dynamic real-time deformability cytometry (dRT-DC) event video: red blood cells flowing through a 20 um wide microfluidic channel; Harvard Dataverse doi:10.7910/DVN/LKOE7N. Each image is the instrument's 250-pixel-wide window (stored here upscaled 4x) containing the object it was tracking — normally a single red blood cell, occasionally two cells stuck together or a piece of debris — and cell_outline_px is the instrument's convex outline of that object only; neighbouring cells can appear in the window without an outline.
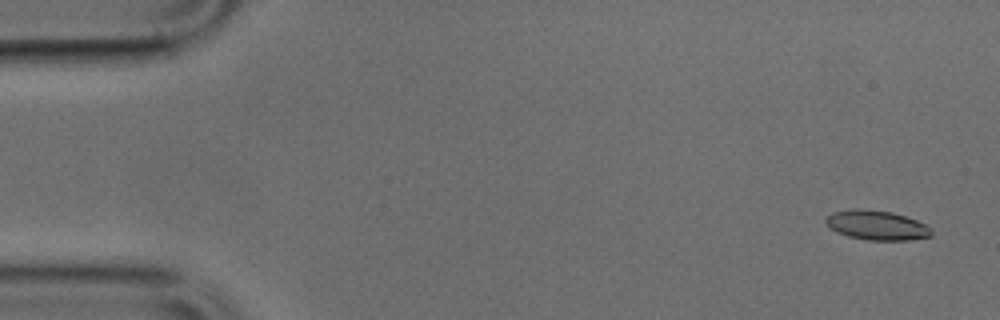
{"species": "common noctule bat (a hibernating species)", "species_latin": "Nyctalus noctula", "temperature_condition": "cold", "stored_images_in_passage": 51, "camera_frame_rate_fps": 3000, "um_per_image_px": 0.085, "animal": {"sex": "male", "body_mass_g": 17.9, "forearm_length_mm": 54.2}, "frame": {"image": 1, "passage_image": 3, "time_ms": 0.667, "image_size_px": [1000, 320], "cell_outline_px": [[932, 236], [908, 240], [868, 240], [848, 236], [836, 232], [824, 220], [832, 212], [852, 208], [856, 208], [892, 212], [916, 220], [924, 224], [932, 232]], "centroid_in_image_um": [74.5, 19.14], "position_along_channel_um": 10.5, "area_um2": 17.98}}
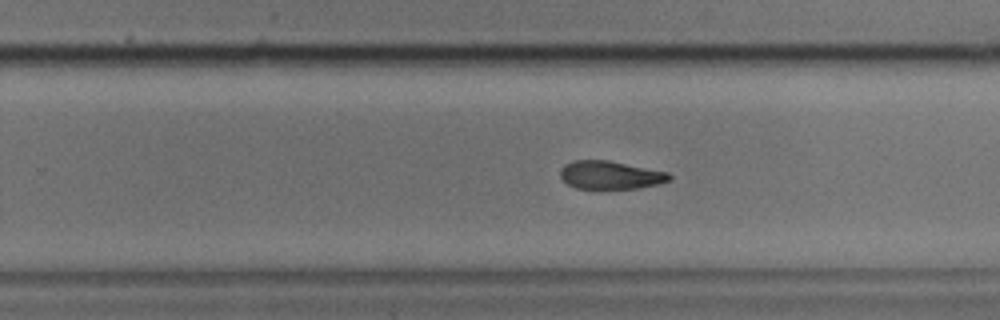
{"frame": {"image": 2, "passage_image": 32, "time_ms": 10.333, "image_size_px": [1000, 320], "cell_outline_px": [[672, 180], [660, 184], [636, 188], [576, 188], [568, 184], [560, 176], [560, 168], [564, 164], [576, 160], [608, 160], [668, 172], [672, 176]], "centroid_in_image_um": [51.9, 14.87], "position_along_channel_um": 277.9, "area_um2": 17.86}}
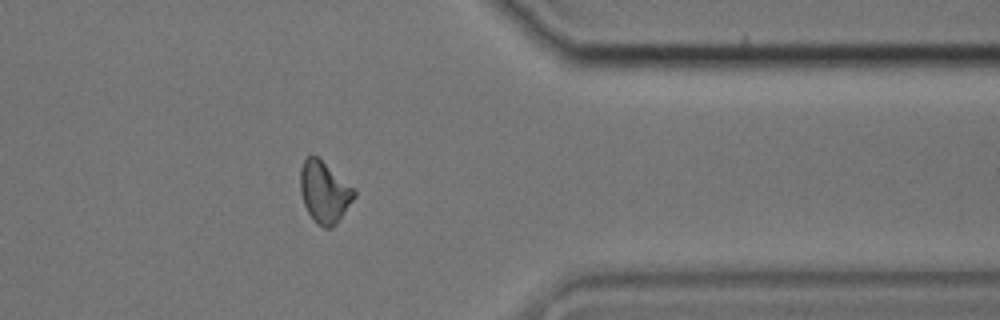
{"frame": {"image": 3, "passage_image": 41, "time_ms": 13.333, "image_size_px": [1000, 320], "cell_outline_px": [[356, 196], [336, 224], [332, 228], [324, 228], [316, 224], [308, 212], [304, 204], [300, 192], [300, 168], [304, 160], [308, 156], [316, 156], [352, 188], [356, 192]], "centroid_in_image_um": [27.54, 16.37], "position_along_channel_um": 383.9, "area_um2": 18.9}}